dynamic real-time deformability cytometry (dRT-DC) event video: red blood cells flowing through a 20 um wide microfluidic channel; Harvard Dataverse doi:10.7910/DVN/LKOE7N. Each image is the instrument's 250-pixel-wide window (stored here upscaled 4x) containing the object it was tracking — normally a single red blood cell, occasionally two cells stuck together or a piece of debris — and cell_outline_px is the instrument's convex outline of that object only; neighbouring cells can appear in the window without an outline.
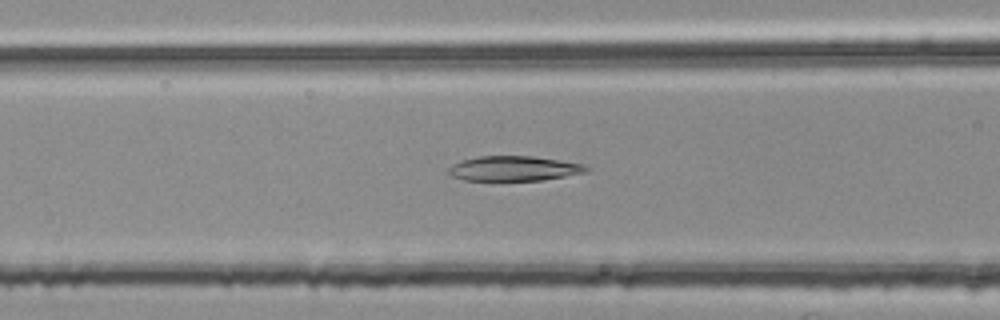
{"species": "common noctule bat (a hibernating species)", "species_latin": "Nyctalus noctula", "temperature_condition": "room temperature", "stored_images_in_passage": 38, "camera_frame_rate_fps": 3000, "um_per_image_px": 0.085, "animal": {"sex": "female", "body_mass_g": 25.1}, "frame": {"image": 1, "passage_image": 9, "time_ms": 2.667, "image_size_px": [1000, 320], "cell_outline_px": [[588, 168], [584, 172], [564, 176], [540, 180], [464, 180], [452, 176], [448, 172], [448, 168], [452, 164], [464, 160], [480, 156], [532, 156], [584, 164]], "centroid_in_image_um": [43.64, 14.32], "position_along_channel_um": 123.0, "area_um2": 19.59}}
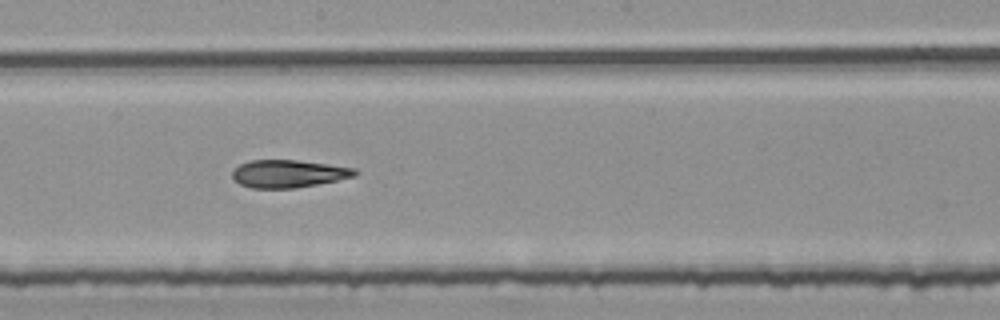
{"frame": {"image": 2, "passage_image": 17, "time_ms": 5.333, "image_size_px": [1000, 320], "cell_outline_px": [[360, 172], [356, 176], [296, 188], [252, 188], [240, 184], [232, 176], [232, 168], [248, 160], [296, 160], [328, 164], [356, 168]], "centroid_in_image_um": [24.51, 14.75], "position_along_channel_um": 223.7, "area_um2": 19.83}}
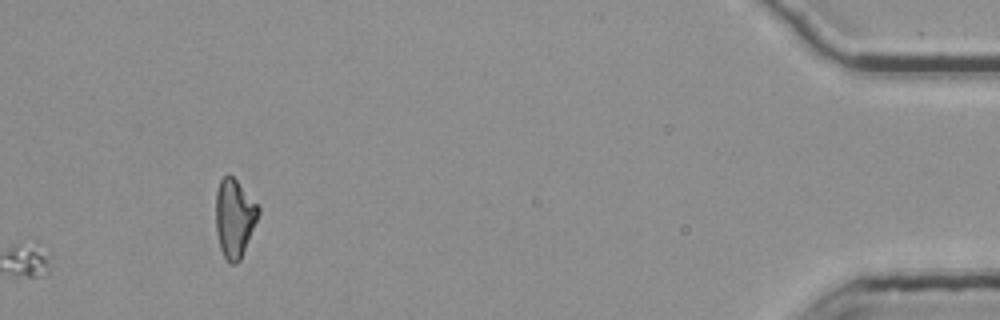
{"frame": {"image": 3, "passage_image": 38, "time_ms": 12.333, "image_size_px": [1000, 320], "cell_outline_px": [[260, 212], [240, 260], [236, 264], [232, 264], [224, 256], [220, 248], [216, 232], [216, 192], [220, 180], [228, 172], [236, 180], [260, 208]], "centroid_in_image_um": [19.91, 18.52], "position_along_channel_um": 415.3, "area_um2": 19.19}, "authors_computed_cell_mechanics": {"area_um2": 19.8254, "velocity_mm_per_s": 3.7721, "shape_relaxation_time_tau1_ms": null, "shape_relaxation_time_tau2_ms": 5.0975, "deformation_change_tau1": null, "deformation_change_tau2": 0.1471}}